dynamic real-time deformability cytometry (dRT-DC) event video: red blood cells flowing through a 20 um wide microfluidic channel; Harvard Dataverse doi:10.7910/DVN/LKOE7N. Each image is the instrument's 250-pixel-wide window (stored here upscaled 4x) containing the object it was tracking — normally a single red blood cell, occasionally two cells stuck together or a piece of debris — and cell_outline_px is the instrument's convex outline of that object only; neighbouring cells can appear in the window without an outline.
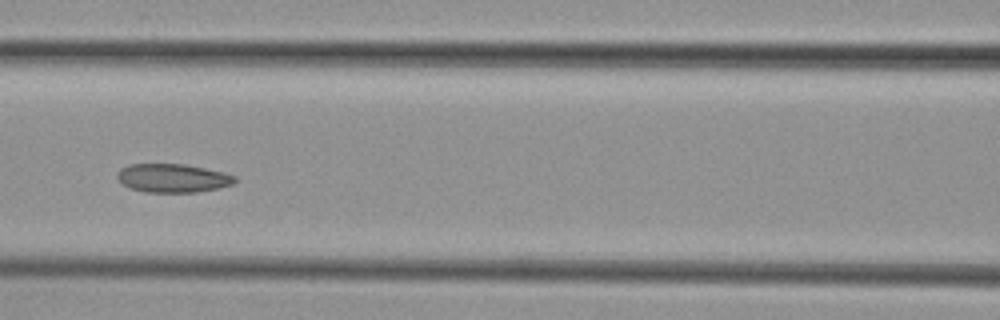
{"species": "common noctule bat (a hibernating species)", "species_latin": "Nyctalus noctula", "temperature_condition": "cold", "stored_images_in_passage": 6, "camera_frame_rate_fps": 3000, "um_per_image_px": 0.085, "animal": {"sex": "female", "body_mass_g": 29.2, "forearm_length_mm": 56.3}, "frame": {"image": 1, "passage_image": 6, "time_ms": 7.0, "image_size_px": [1000, 320], "cell_outline_px": [[236, 180], [232, 184], [216, 188], [196, 192], [144, 192], [128, 188], [116, 176], [116, 172], [120, 168], [128, 164], [184, 164], [224, 172], [236, 176]], "centroid_in_image_um": [14.64, 15.13], "position_along_channel_um": 152.0, "area_um2": 19.59}}